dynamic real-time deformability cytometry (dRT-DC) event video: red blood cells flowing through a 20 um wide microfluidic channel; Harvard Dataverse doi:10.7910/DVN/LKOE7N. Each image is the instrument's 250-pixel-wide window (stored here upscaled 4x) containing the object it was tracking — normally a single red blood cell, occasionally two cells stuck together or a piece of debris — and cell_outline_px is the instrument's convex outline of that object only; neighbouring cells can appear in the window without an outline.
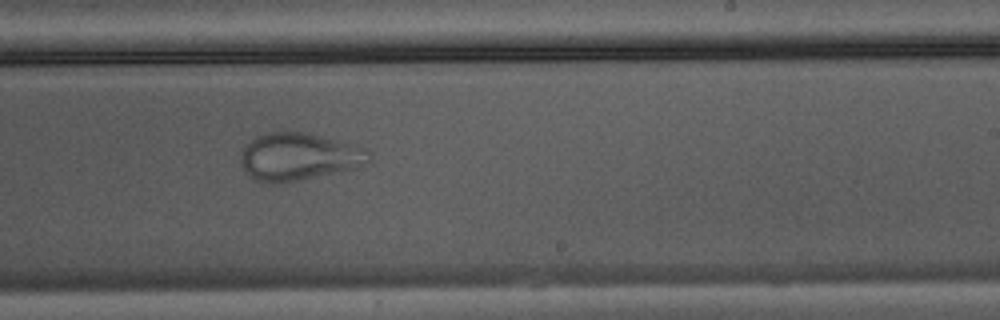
{"species": "Egyptian fruit bat (a non-hibernating species)", "species_latin": "Rousettus aegyptiacus", "temperature_condition": "warm", "stored_images_in_passage": 32, "camera_frame_rate_fps": 3000, "um_per_image_px": 0.085, "animal": {"sex": "male"}, "frame": {"image": 1, "passage_image": 15, "time_ms": 4.667, "image_size_px": [1000, 320], "cell_outline_px": [[356, 168], [280, 184], [260, 184], [252, 180], [244, 172], [240, 160], [240, 156], [244, 144], [256, 136], [268, 132], [308, 132], [336, 140], [344, 144]], "centroid_in_image_um": [24.89, 13.36], "position_along_channel_um": 264.1, "area_um2": 33.23}}
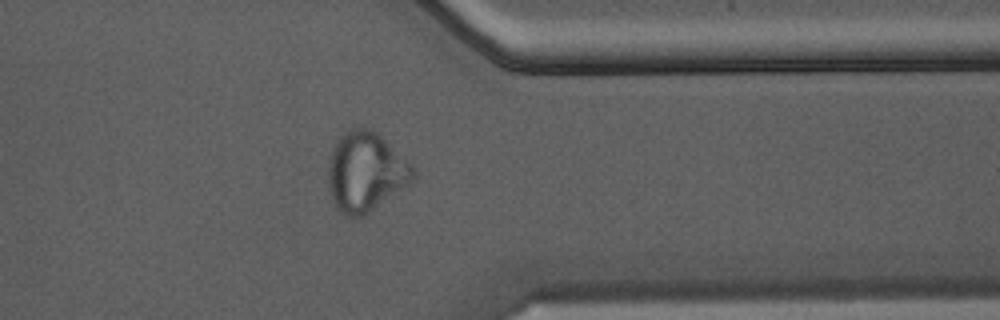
{"frame": {"image": 2, "passage_image": 23, "time_ms": 7.333, "image_size_px": [1000, 320], "cell_outline_px": [[416, 180], [368, 212], [360, 216], [344, 216], [336, 208], [332, 200], [328, 184], [328, 160], [332, 148], [336, 140], [344, 132], [352, 128], [372, 128], [412, 164], [416, 172]], "centroid_in_image_um": [31.08, 14.59], "position_along_channel_um": 380.3, "area_um2": 39.48}}